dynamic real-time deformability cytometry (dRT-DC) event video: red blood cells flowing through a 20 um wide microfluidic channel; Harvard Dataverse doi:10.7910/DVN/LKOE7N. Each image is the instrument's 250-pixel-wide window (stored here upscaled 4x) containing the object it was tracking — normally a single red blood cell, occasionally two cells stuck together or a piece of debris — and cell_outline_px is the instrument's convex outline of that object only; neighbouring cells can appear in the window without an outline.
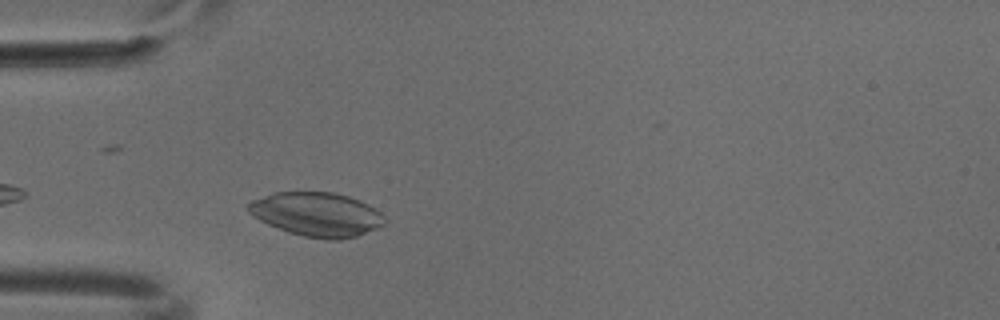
{"species": "common noctule bat (a hibernating species)", "species_latin": "Nyctalus noctula", "temperature_condition": "cold", "stored_images_in_passage": 2, "camera_frame_rate_fps": 3000, "um_per_image_px": 0.085, "animal": {"sex": "male", "body_mass_g": 18.8}, "frame": {"image": 1, "passage_image": 2, "time_ms": 0.333, "image_size_px": [1000, 320], "cell_outline_px": [[384, 224], [376, 228], [356, 236], [340, 240], [324, 240], [304, 236], [288, 232], [268, 224], [252, 216], [244, 208], [244, 204], [252, 200], [276, 192], [332, 192], [348, 196], [360, 200], [368, 204], [380, 212], [384, 216]], "centroid_in_image_um": [26.88, 18.22], "position_along_channel_um": 58.1, "area_um2": 35.08}}